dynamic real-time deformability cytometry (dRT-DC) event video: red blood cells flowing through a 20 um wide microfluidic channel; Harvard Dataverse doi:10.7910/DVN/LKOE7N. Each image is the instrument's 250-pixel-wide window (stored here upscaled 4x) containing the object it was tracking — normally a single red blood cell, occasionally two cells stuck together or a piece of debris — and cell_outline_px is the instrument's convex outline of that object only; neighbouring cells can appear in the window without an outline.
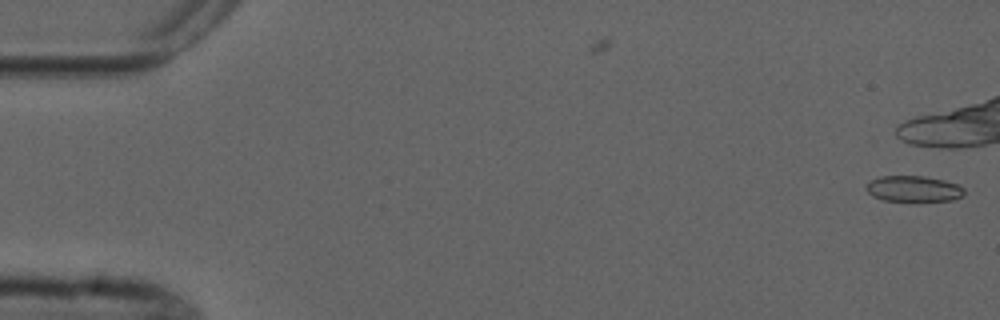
{"species": "common noctule bat (a hibernating species)", "species_latin": "Nyctalus noctula", "temperature_condition": "cold", "stored_images_in_passage": 3, "camera_frame_rate_fps": 3000, "um_per_image_px": 0.085, "animal": {"sex": "male", "forearm_length_mm": 52.5}, "frame": {"image": 1, "passage_image": 1, "time_ms": 0.0, "image_size_px": [1000, 320], "cell_outline_px": [[964, 196], [952, 200], [884, 200], [872, 196], [864, 188], [864, 184], [880, 176], [924, 176], [944, 180], [956, 184], [964, 188]], "centroid_in_image_um": [77.62, 16.03], "position_along_channel_um": 7.4, "area_um2": 14.68}}